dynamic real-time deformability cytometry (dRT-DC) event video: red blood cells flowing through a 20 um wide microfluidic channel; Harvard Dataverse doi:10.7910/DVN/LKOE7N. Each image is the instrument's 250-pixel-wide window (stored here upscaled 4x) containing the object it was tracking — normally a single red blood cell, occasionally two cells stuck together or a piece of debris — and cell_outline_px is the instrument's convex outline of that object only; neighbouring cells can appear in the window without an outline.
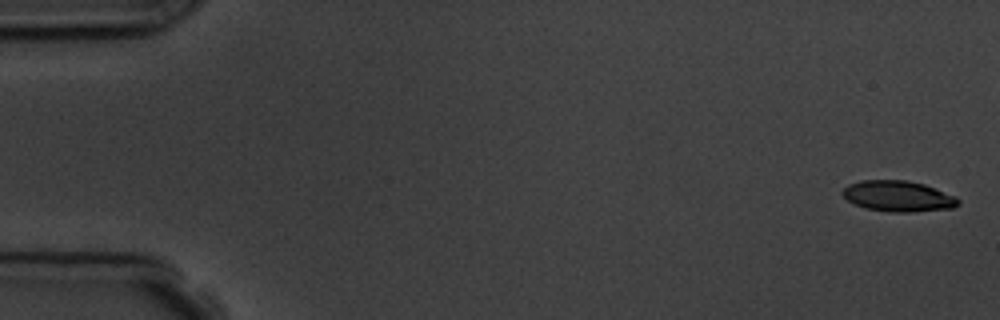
{"species": "common noctule bat (a hibernating species)", "species_latin": "Nyctalus noctula", "temperature_condition": "room temperature", "stored_images_in_passage": 7, "camera_frame_rate_fps": 3000, "um_per_image_px": 0.085, "animal": {"sex": "male", "body_mass_g": 19.5, "forearm_length_mm": 54.6}, "frame": {"image": 1, "passage_image": 1, "time_ms": 0.0, "image_size_px": [1000, 320], "cell_outline_px": [[960, 204], [952, 208], [912, 212], [892, 212], [864, 208], [848, 200], [840, 192], [848, 184], [860, 180], [908, 180], [924, 184], [956, 196], [960, 200]], "centroid_in_image_um": [76.35, 16.67], "position_along_channel_um": 8.7, "area_um2": 20.87}}